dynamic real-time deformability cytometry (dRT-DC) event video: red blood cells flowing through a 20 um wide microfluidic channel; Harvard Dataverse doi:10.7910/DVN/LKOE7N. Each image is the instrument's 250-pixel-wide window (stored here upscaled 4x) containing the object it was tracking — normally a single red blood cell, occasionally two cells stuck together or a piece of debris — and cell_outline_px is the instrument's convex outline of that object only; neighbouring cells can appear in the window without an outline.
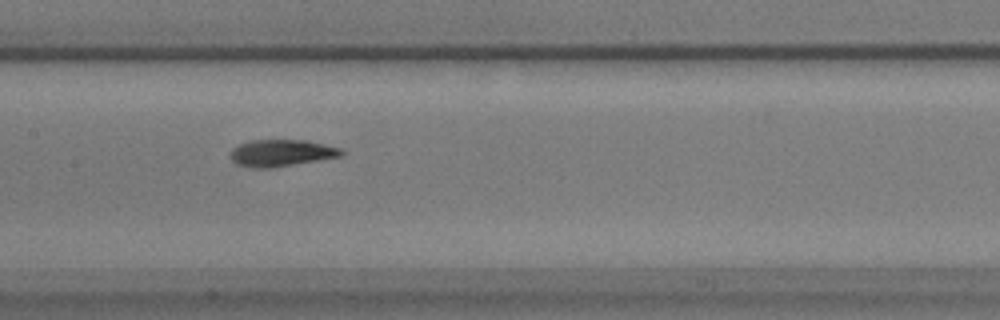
{"species": "common noctule bat (a hibernating species)", "species_latin": "Nyctalus noctula", "temperature_condition": "warm", "stored_images_in_passage": 36, "camera_frame_rate_fps": 3000, "um_per_image_px": 0.085, "animal": {"sex": "male", "body_mass_g": 17.9}, "frame": {"image": 1, "passage_image": 14, "time_ms": 4.333, "image_size_px": [1000, 320], "cell_outline_px": [[344, 156], [272, 168], [252, 168], [236, 164], [228, 156], [228, 152], [232, 148], [240, 144], [252, 140], [308, 140], [344, 148]], "centroid_in_image_um": [23.94, 13.0], "position_along_channel_um": 183.5, "area_um2": 17.8}}
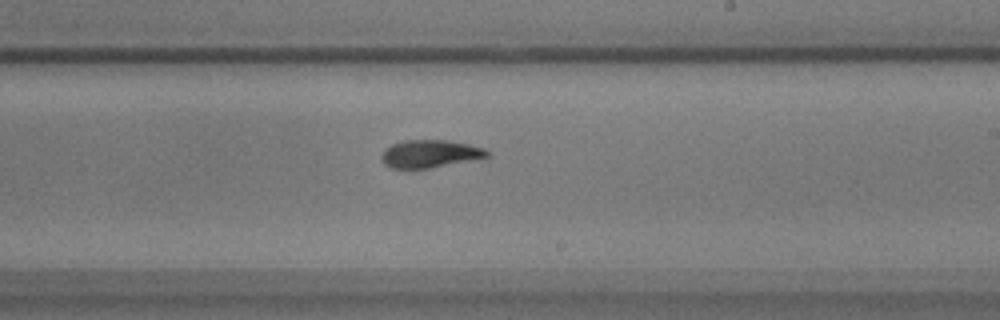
{"frame": {"image": 2, "passage_image": 20, "time_ms": 6.333, "image_size_px": [1000, 320], "cell_outline_px": [[492, 152], [488, 156], [428, 168], [392, 168], [384, 164], [380, 160], [380, 156], [392, 144], [404, 140], [448, 140], [468, 144], [484, 148]], "centroid_in_image_um": [36.53, 13.06], "position_along_channel_um": 252.5, "area_um2": 16.76}}
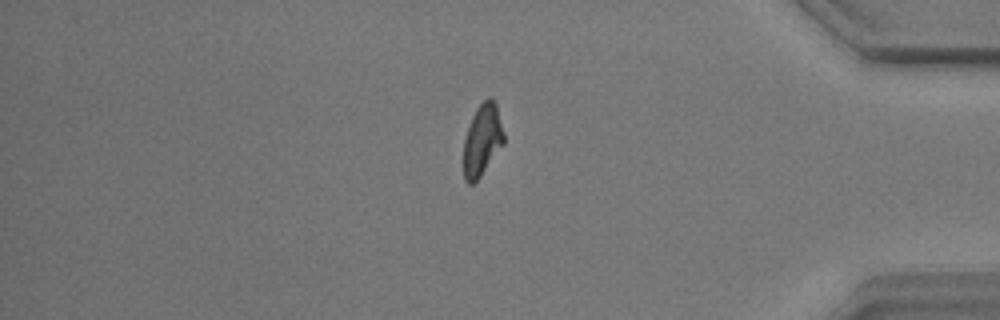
{"frame": {"image": 3, "passage_image": 35, "time_ms": 11.333, "image_size_px": [1000, 320], "cell_outline_px": [[504, 144], [480, 176], [472, 184], [468, 184], [464, 180], [464, 140], [472, 116], [476, 108], [488, 96], [492, 96], [496, 104], [504, 132]], "centroid_in_image_um": [41.0, 11.87], "position_along_channel_um": 394.2, "area_um2": 16.76}}